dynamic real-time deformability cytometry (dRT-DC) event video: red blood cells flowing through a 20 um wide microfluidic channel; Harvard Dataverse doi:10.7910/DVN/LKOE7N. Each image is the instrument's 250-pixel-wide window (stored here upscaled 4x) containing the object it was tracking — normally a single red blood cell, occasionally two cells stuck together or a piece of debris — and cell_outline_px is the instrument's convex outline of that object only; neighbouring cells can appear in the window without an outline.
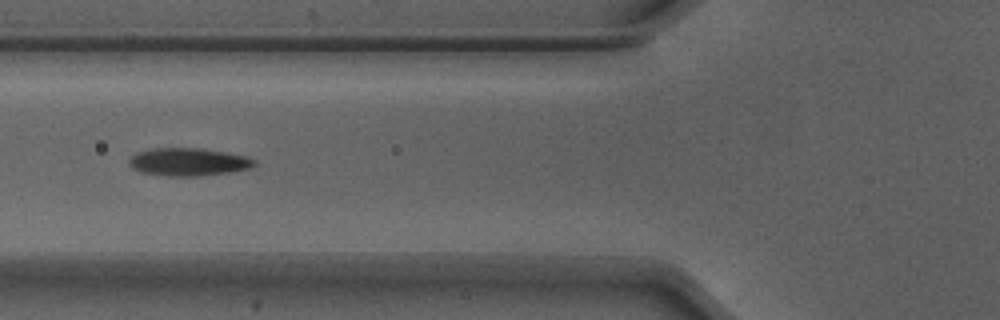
{"species": "Egyptian fruit bat (a non-hibernating species)", "species_latin": "Rousettus aegyptiacus", "temperature_condition": "warm", "stored_images_in_passage": 41, "camera_frame_rate_fps": 3000, "um_per_image_px": 0.085, "animal": {"sex": "male"}, "frame": {"image": 1, "passage_image": 8, "time_ms": 2.333, "image_size_px": [1000, 320], "cell_outline_px": [[256, 164], [248, 168], [228, 172], [196, 176], [164, 176], [140, 172], [132, 168], [128, 164], [128, 160], [136, 152], [152, 148], [200, 148], [248, 156], [256, 160]], "centroid_in_image_um": [15.96, 13.76], "position_along_channel_um": 109.8, "area_um2": 20.35}}
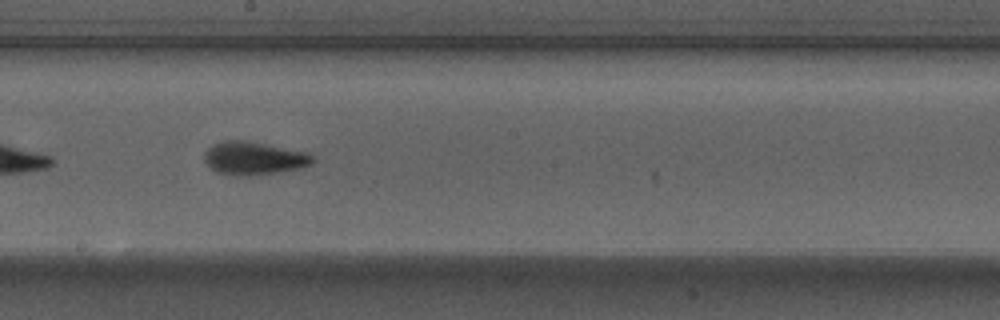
{"frame": {"image": 2, "passage_image": 17, "time_ms": 5.333, "image_size_px": [1000, 320], "cell_outline_px": [[316, 160], [312, 164], [300, 168], [276, 172], [248, 176], [240, 176], [216, 172], [204, 160], [204, 152], [208, 148], [224, 140], [244, 140], [308, 152]], "centroid_in_image_um": [21.59, 13.45], "position_along_channel_um": 226.6, "area_um2": 20.75}}
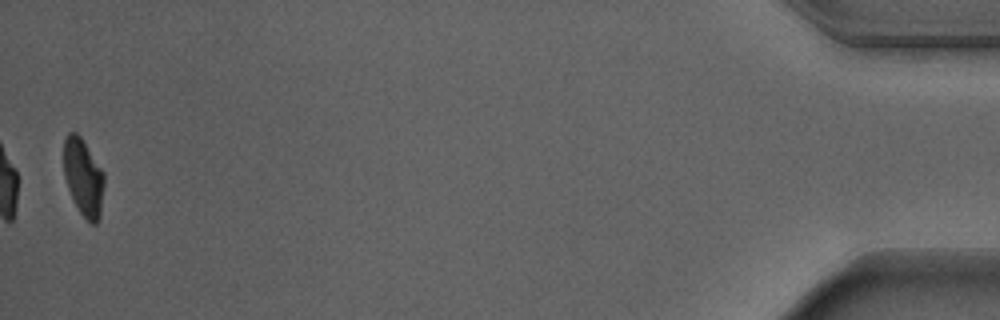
{"frame": {"image": 3, "passage_image": 40, "time_ms": 13.0, "image_size_px": [1000, 320], "cell_outline_px": [[104, 184], [100, 216], [96, 224], [92, 224], [80, 212], [72, 200], [68, 188], [64, 172], [64, 140], [68, 132], [76, 132], [80, 136], [104, 172]], "centroid_in_image_um": [7.09, 15.07], "position_along_channel_um": 428.1, "area_um2": 18.09}, "authors_computed_cell_mechanics": {"area_um2": 19.4786, "velocity_mm_per_s": 3.8894, "shape_relaxation_time_tau1_ms": 3.3222, "shape_relaxation_time_tau2_ms": 1.3761, "deformation_change_tau1": 0.1546, "deformation_change_tau2": 0.0683}}